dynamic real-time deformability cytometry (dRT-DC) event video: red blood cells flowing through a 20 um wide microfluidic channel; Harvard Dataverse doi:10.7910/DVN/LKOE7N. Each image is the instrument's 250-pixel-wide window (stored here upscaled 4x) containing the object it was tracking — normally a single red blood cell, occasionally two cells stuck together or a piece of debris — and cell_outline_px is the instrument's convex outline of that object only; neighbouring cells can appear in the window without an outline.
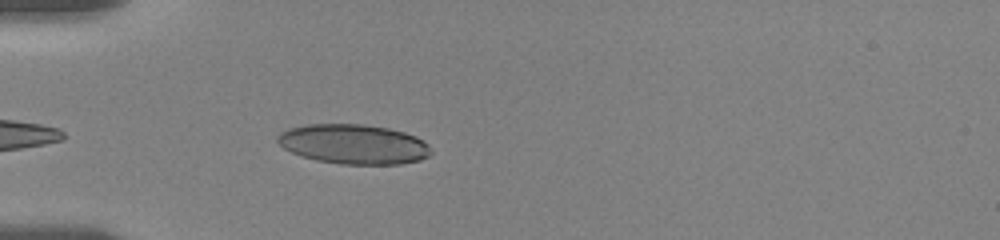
{"species": "human", "species_latin": "Homo sapiens", "temperature_condition": "room temperature", "stored_images_in_passage": 12, "camera_frame_rate_fps": 3000, "um_per_image_px": 0.085, "donor": {"sex": "female"}, "frame": {"image": 1, "passage_image": 9, "time_ms": 1.333, "image_size_px": [1000, 240], "cell_outline_px": [[432, 152], [428, 156], [420, 160], [400, 164], [340, 164], [316, 160], [300, 156], [284, 148], [276, 140], [276, 136], [280, 132], [288, 128], [308, 124], [364, 124], [388, 128], [404, 132], [416, 136], [428, 144]], "centroid_in_image_um": [30.04, 12.25], "position_along_channel_um": 55.0, "area_um2": 35.66}}